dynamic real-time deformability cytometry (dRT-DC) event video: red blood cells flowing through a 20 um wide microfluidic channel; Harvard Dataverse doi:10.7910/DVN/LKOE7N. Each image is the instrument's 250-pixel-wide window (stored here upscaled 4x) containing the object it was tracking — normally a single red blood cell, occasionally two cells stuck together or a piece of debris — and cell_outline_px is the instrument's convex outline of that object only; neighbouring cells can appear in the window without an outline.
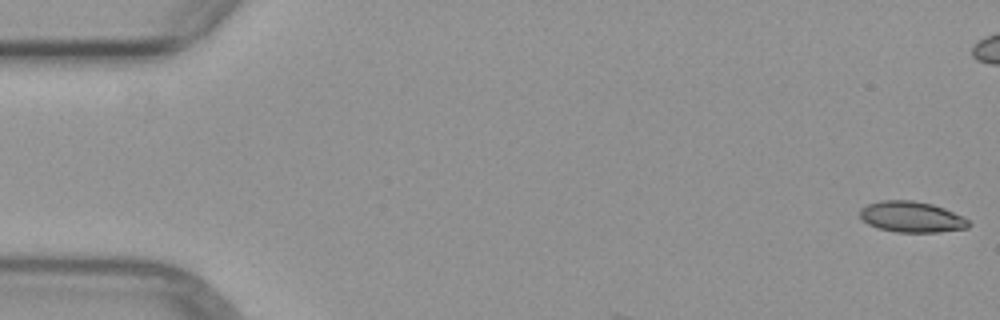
{"species": "common noctule bat (a hibernating species)", "species_latin": "Nyctalus noctula", "temperature_condition": "warm", "stored_images_in_passage": 5, "camera_frame_rate_fps": 3000, "um_per_image_px": 0.085, "animal": {"sex": "female", "body_mass_g": 29.2, "forearm_length_mm": 56.3}, "frame": {"image": 1, "passage_image": 1, "time_ms": 0.0, "image_size_px": [1000, 320], "cell_outline_px": [[972, 224], [968, 228], [940, 232], [896, 232], [876, 228], [868, 224], [860, 216], [860, 208], [868, 204], [880, 200], [912, 200], [932, 204], [944, 208], [968, 220]], "centroid_in_image_um": [77.47, 18.44], "position_along_channel_um": 7.5, "area_um2": 19.59}}